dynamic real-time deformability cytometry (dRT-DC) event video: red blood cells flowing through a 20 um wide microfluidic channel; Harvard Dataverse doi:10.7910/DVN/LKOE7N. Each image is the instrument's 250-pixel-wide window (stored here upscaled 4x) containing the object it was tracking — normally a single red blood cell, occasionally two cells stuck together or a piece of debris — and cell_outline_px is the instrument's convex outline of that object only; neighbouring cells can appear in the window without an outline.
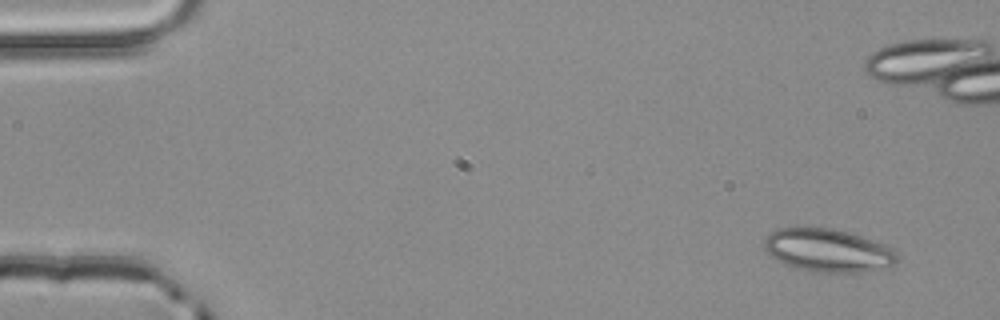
{"species": "common noctule bat (a hibernating species)", "species_latin": "Nyctalus noctula", "temperature_condition": "room temperature", "stored_images_in_passage": 6, "camera_frame_rate_fps": 3000, "um_per_image_px": 0.085, "animal": {"sex": "male", "body_mass_g": 20.4}, "frame": {"image": 1, "passage_image": 1, "time_ms": 0.0, "image_size_px": [1000, 320], "cell_outline_px": [[900, 252], [896, 264], [860, 272], [812, 272], [796, 268], [772, 256], [764, 248], [764, 240], [768, 232], [776, 228], [832, 228], [848, 232], [860, 236], [892, 248]], "centroid_in_image_um": [70.37, 21.27], "position_along_channel_um": 14.6, "area_um2": 33.06}}
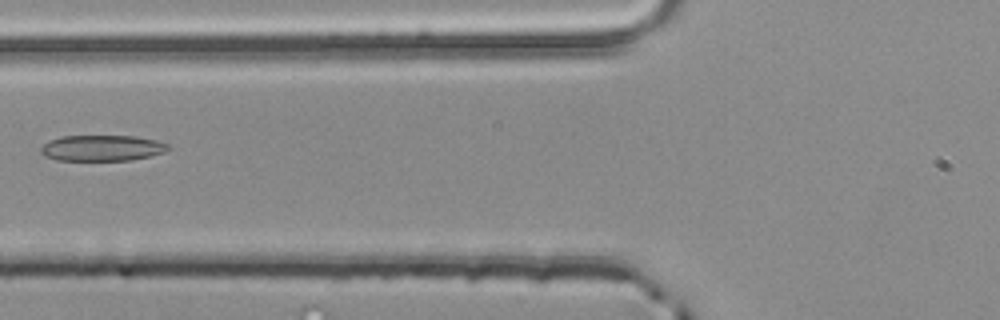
{"frame": {"image": 2, "passage_image": 6, "time_ms": 1.667, "image_size_px": [1000, 320], "cell_outline_px": [[168, 148], [164, 152], [148, 156], [128, 160], [56, 160], [44, 156], [40, 152], [40, 148], [48, 140], [60, 136], [132, 136], [156, 140], [168, 144]], "centroid_in_image_um": [8.6, 12.58], "position_along_channel_um": 117.2, "area_um2": 19.07}}